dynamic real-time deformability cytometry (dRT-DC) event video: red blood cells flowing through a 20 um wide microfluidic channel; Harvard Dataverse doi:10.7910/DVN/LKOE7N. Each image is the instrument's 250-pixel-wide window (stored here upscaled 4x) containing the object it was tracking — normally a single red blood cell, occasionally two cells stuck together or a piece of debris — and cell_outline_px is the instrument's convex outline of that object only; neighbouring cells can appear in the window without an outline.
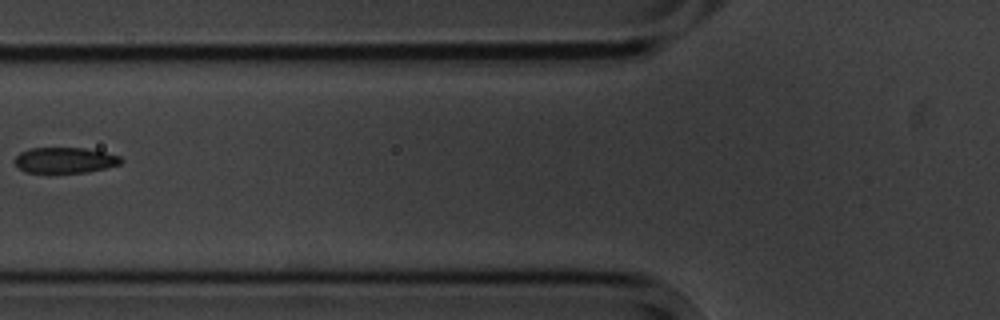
{"species": "common noctule bat (a hibernating species)", "species_latin": "Nyctalus noctula", "temperature_condition": "cold", "stored_images_in_passage": 2, "camera_frame_rate_fps": 3000, "um_per_image_px": 0.085, "animal": {"sex": "male", "body_mass_g": 20.1, "forearm_length_mm": 53.5}, "frame": {"image": 1, "passage_image": 2, "time_ms": 2.0, "image_size_px": [1000, 320], "cell_outline_px": [[124, 160], [120, 164], [88, 172], [24, 172], [12, 160], [20, 152], [28, 148], [84, 148], [104, 152], [120, 156]], "centroid_in_image_um": [5.5, 13.61], "position_along_channel_um": 120.3, "area_um2": 15.84}}